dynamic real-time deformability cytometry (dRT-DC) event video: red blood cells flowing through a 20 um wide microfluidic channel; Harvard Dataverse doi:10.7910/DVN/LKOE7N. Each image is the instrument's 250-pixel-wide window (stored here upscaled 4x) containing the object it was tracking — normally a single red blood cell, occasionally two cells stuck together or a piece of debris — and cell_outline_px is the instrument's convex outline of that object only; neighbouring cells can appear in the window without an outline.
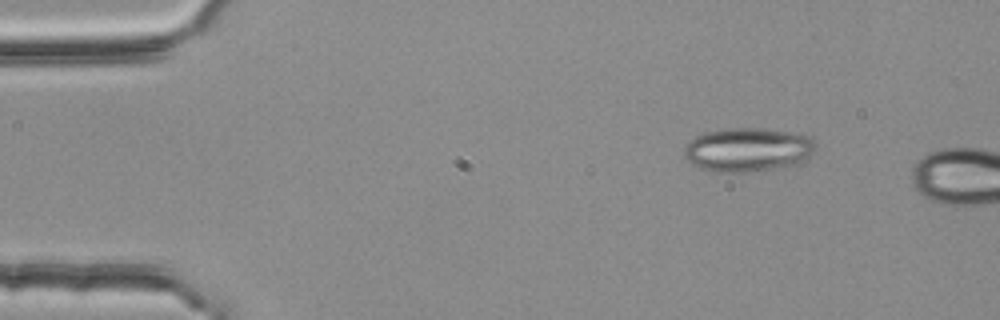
{"species": "common noctule bat (a hibernating species)", "species_latin": "Nyctalus noctula", "temperature_condition": "room temperature", "stored_images_in_passage": 2, "segment_of_instrument_passage": [2, 2], "camera_frame_rate_fps": 3000, "um_per_image_px": 0.085, "animal": {"sex": "female", "body_mass_g": 25.1}, "frame": {"image": 1, "passage_image": 2, "time_ms": 0.333, "image_size_px": [1000, 320], "cell_outline_px": [[816, 148], [808, 156], [796, 164], [772, 168], [744, 172], [716, 172], [700, 168], [684, 160], [684, 148], [696, 136], [708, 132], [728, 128], [764, 128], [788, 132], [808, 136], [816, 144]], "centroid_in_image_um": [63.52, 12.72], "position_along_channel_um": 21.5, "area_um2": 33.23}}